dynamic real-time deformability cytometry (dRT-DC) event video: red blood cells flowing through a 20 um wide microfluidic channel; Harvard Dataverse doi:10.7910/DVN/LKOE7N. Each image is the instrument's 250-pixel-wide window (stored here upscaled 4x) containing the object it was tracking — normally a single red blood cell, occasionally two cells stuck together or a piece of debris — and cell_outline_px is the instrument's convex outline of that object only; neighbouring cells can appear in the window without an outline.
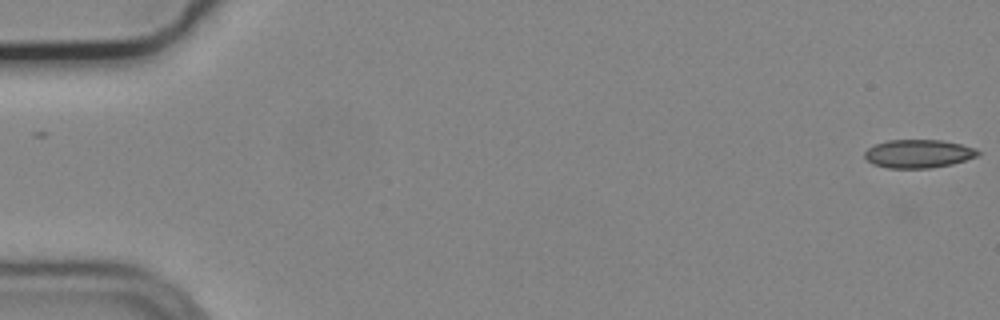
{"species": "common noctule bat (a hibernating species)", "species_latin": "Nyctalus noctula", "temperature_condition": "cold", "stored_images_in_passage": 2, "camera_frame_rate_fps": 3000, "um_per_image_px": 0.085, "animal": {"sex": "male", "body_mass_g": 19.2, "forearm_length_mm": 51.8}, "frame": {"image": 1, "passage_image": 2, "time_ms": 0.333, "image_size_px": [1000, 320], "cell_outline_px": [[980, 152], [976, 156], [952, 164], [928, 168], [888, 168], [872, 164], [864, 156], [864, 152], [868, 148], [876, 144], [888, 140], [940, 140], [960, 144], [976, 148]], "centroid_in_image_um": [78.04, 13.06], "position_along_channel_um": 7.0, "area_um2": 18.55}}